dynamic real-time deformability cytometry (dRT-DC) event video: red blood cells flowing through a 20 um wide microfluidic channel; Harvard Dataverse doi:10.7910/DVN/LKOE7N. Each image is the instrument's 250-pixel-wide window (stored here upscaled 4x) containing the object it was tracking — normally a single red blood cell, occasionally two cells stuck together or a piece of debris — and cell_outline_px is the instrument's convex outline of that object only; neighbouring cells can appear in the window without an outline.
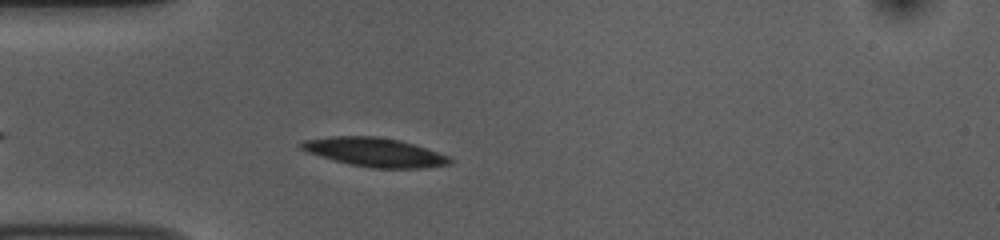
{"species": "common noctule bat (a hibernating species)", "species_latin": "Nyctalus noctula", "temperature_condition": "room temperature", "stored_images_in_passage": 40, "camera_frame_rate_fps": 3000, "um_per_image_px": 0.085, "animal": {"sex": "female", "body_mass_g": 10.0, "forearm_length_mm": 53.1}, "frame": {"image": 1, "passage_image": 4, "time_ms": 1.0, "image_size_px": [1000, 240], "cell_outline_px": [[452, 164], [424, 168], [372, 168], [348, 164], [320, 156], [308, 152], [300, 148], [296, 144], [304, 140], [332, 136], [376, 136], [400, 140], [448, 156], [452, 160]], "centroid_in_image_um": [31.81, 12.94], "position_along_channel_um": 53.2, "area_um2": 24.91}}
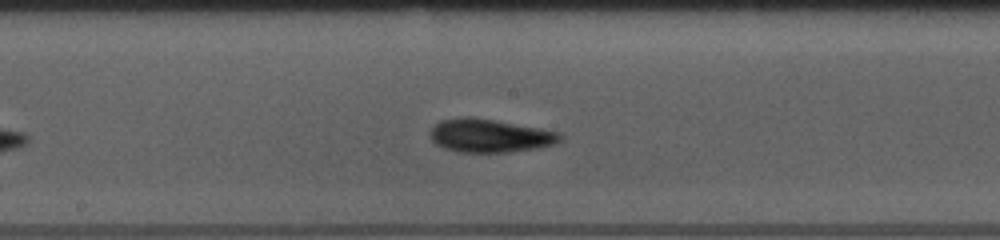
{"frame": {"image": 2, "passage_image": 17, "time_ms": 5.333, "image_size_px": [1000, 240], "cell_outline_px": [[560, 140], [552, 144], [536, 148], [508, 152], [460, 152], [444, 148], [436, 144], [432, 140], [432, 128], [440, 120], [464, 116], [472, 116], [540, 128], [560, 132]], "centroid_in_image_um": [41.61, 11.52], "position_along_channel_um": 206.6, "area_um2": 24.97}}
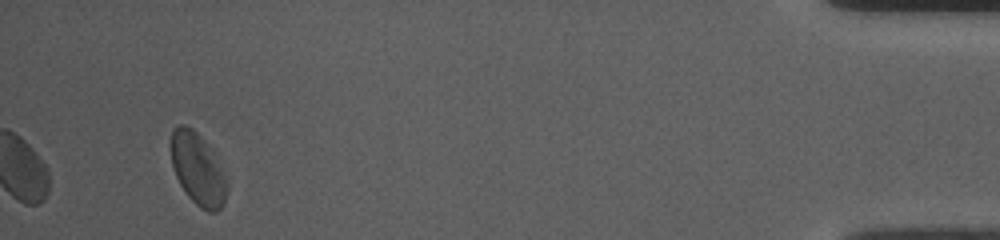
{"frame": {"image": 3, "passage_image": 40, "time_ms": 13.0, "image_size_px": [1000, 240], "cell_outline_px": [[228, 192], [224, 204], [216, 212], [208, 212], [200, 208], [188, 196], [180, 184], [176, 176], [172, 164], [172, 128], [180, 124], [184, 124], [192, 128], [208, 144], [228, 180]], "centroid_in_image_um": [16.85, 14.4], "position_along_channel_um": 418.4, "area_um2": 23.47}, "authors_computed_cell_mechanics": {"area_um2": 23.8136, "velocity_mm_per_s": 3.7095, "shape_relaxation_time_tau1_ms": 3.2847, "shape_relaxation_time_tau2_ms": 2.5272, "deformation_change_tau1": 0.0969, "deformation_change_tau2": 0.0829}}